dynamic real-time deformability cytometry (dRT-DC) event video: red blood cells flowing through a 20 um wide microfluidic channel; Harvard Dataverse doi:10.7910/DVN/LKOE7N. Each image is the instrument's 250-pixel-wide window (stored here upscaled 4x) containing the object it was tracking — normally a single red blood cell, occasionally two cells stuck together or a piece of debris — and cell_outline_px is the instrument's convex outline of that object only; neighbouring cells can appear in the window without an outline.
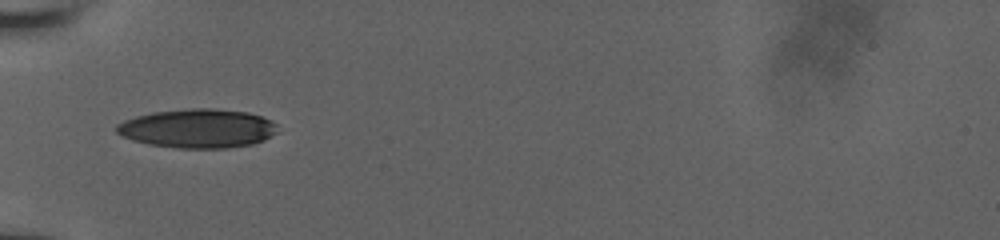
{"species": "human", "species_latin": "Homo sapiens", "temperature_condition": "room temperature", "stored_images_in_passage": 16, "camera_frame_rate_fps": 3000, "um_per_image_px": 0.085, "donor": {"sex": "male"}, "frame": {"image": 1, "passage_image": 9, "time_ms": 6.333, "image_size_px": [1000, 240], "cell_outline_px": [[276, 132], [264, 140], [252, 144], [224, 148], [176, 148], [148, 144], [132, 140], [116, 132], [116, 124], [124, 120], [136, 116], [152, 112], [192, 108], [212, 108], [248, 112], [272, 120], [276, 124]], "centroid_in_image_um": [16.79, 10.91], "position_along_channel_um": 68.2, "area_um2": 36.53}}
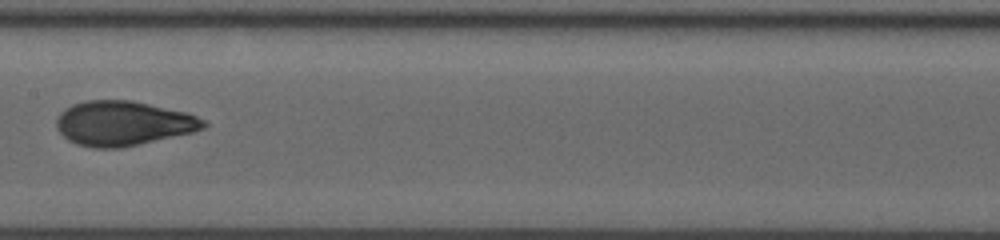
{"frame": {"image": 2, "passage_image": 13, "time_ms": 9.667, "image_size_px": [1000, 240], "cell_outline_px": [[208, 124], [204, 128], [192, 132], [120, 148], [92, 148], [76, 144], [68, 140], [56, 128], [56, 120], [60, 112], [64, 108], [72, 104], [84, 100], [132, 100], [188, 112], [204, 120]], "centroid_in_image_um": [10.44, 10.47], "position_along_channel_um": 197.0, "area_um2": 38.38}}
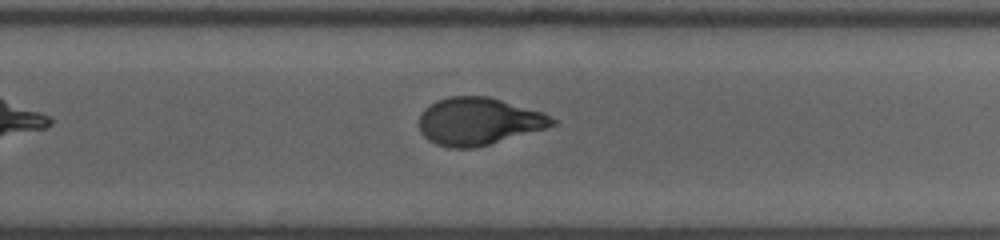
{"frame": {"image": 3, "passage_image": 16, "time_ms": 12.0, "image_size_px": [1000, 240], "cell_outline_px": [[556, 124], [544, 128], [488, 144], [472, 148], [448, 148], [436, 144], [428, 140], [420, 132], [420, 116], [424, 108], [436, 100], [448, 96], [488, 96], [544, 112], [556, 120]], "centroid_in_image_um": [40.64, 10.3], "position_along_channel_um": 289.2, "area_um2": 36.59}}